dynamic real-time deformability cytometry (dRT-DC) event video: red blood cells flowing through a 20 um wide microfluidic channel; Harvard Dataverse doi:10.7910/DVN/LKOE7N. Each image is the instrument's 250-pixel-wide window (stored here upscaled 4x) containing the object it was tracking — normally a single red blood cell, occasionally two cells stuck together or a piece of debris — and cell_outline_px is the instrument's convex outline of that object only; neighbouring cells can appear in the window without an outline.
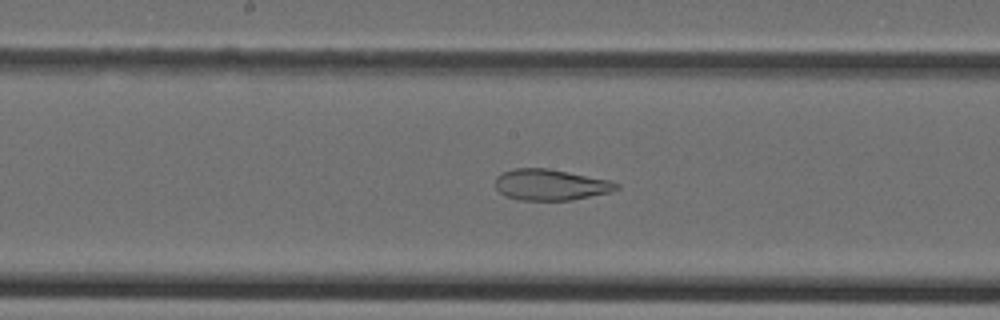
{"species": "Egyptian fruit bat (a non-hibernating species)", "species_latin": "Rousettus aegyptiacus", "temperature_condition": "cold", "stored_images_in_passage": 41, "camera_frame_rate_fps": 3000, "um_per_image_px": 0.085, "animal": {"sex": "female"}, "frame": {"image": 1, "passage_image": 23, "time_ms": 7.333, "image_size_px": [1000, 320], "cell_outline_px": [[620, 188], [612, 192], [572, 200], [520, 200], [504, 196], [496, 188], [496, 176], [504, 172], [516, 168], [548, 168], [608, 180], [620, 184]], "centroid_in_image_um": [46.81, 15.71], "position_along_channel_um": 201.4, "area_um2": 21.91}}
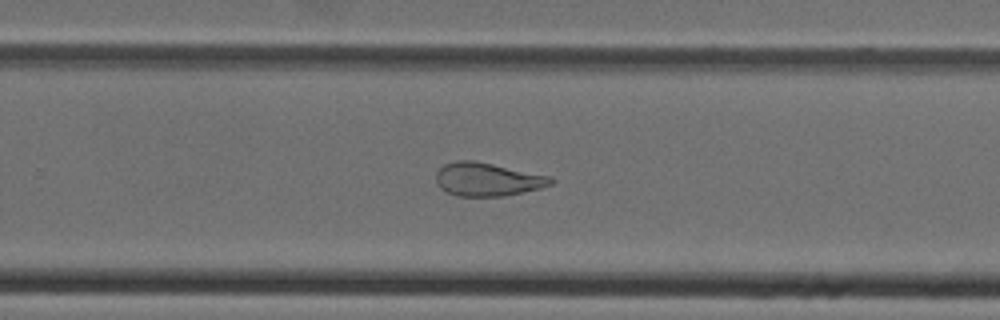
{"frame": {"image": 2, "passage_image": 29, "time_ms": 9.333, "image_size_px": [1000, 320], "cell_outline_px": [[556, 180], [552, 184], [540, 188], [504, 196], [456, 196], [440, 188], [436, 184], [436, 172], [444, 164], [456, 160], [476, 160], [552, 176]], "centroid_in_image_um": [41.44, 15.23], "position_along_channel_um": 288.4, "area_um2": 22.6}}
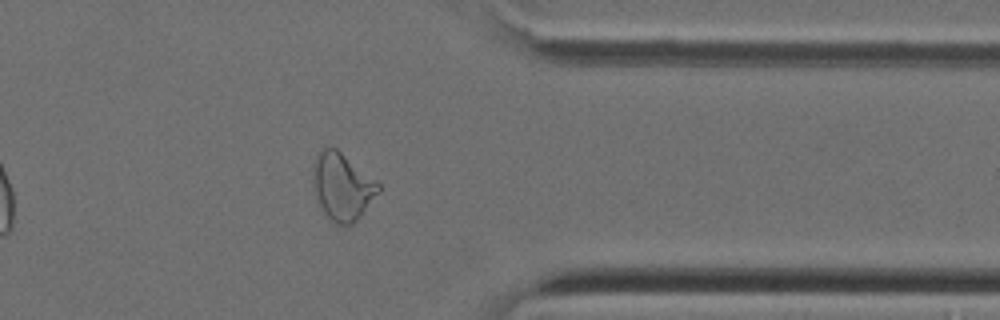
{"frame": {"image": 3, "passage_image": 36, "time_ms": 11.667, "image_size_px": [1000, 320], "cell_outline_px": [[380, 192], [360, 216], [352, 224], [336, 224], [324, 212], [320, 204], [316, 192], [316, 160], [320, 152], [324, 148], [336, 148], [376, 180], [380, 184]], "centroid_in_image_um": [29.18, 15.88], "position_along_channel_um": 382.2, "area_um2": 24.39}}